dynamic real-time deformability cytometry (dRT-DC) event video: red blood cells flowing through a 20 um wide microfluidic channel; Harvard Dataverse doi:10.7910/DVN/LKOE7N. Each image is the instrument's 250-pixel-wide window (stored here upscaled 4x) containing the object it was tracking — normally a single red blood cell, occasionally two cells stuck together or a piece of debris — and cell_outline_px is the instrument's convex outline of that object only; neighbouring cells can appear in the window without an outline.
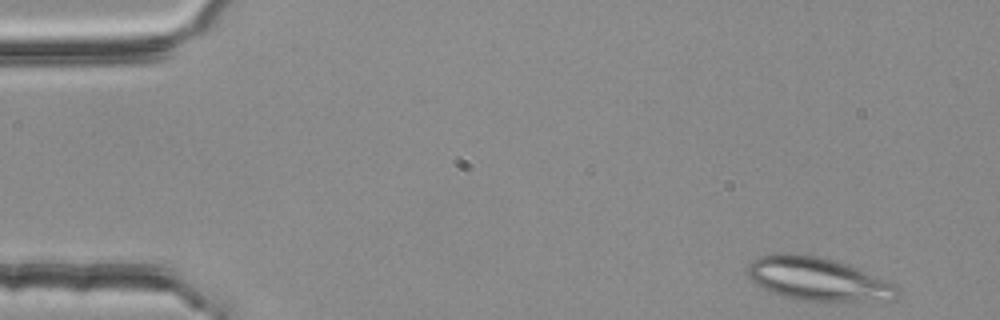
{"species": "common noctule bat (a hibernating species)", "species_latin": "Nyctalus noctula", "temperature_condition": "room temperature", "stored_images_in_passage": 4, "camera_frame_rate_fps": 3000, "um_per_image_px": 0.085, "animal": {"sex": "female", "body_mass_g": 25.1}, "frame": {"image": 1, "passage_image": 1, "time_ms": 0.0, "image_size_px": [1000, 320], "cell_outline_px": [[900, 292], [896, 300], [796, 300], [780, 296], [756, 284], [748, 276], [748, 264], [752, 260], [760, 256], [776, 252], [784, 252], [820, 256], [836, 260], [896, 284], [900, 288]], "centroid_in_image_um": [69.5, 23.7], "position_along_channel_um": 15.5, "area_um2": 37.74}}